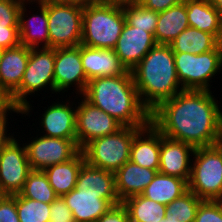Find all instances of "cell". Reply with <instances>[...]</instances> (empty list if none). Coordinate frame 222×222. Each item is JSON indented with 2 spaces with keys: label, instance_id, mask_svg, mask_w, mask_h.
<instances>
[{
  "label": "cell",
  "instance_id": "7",
  "mask_svg": "<svg viewBox=\"0 0 222 222\" xmlns=\"http://www.w3.org/2000/svg\"><path fill=\"white\" fill-rule=\"evenodd\" d=\"M192 157L188 190L202 200H222V154L215 146L197 147Z\"/></svg>",
  "mask_w": 222,
  "mask_h": 222
},
{
  "label": "cell",
  "instance_id": "11",
  "mask_svg": "<svg viewBox=\"0 0 222 222\" xmlns=\"http://www.w3.org/2000/svg\"><path fill=\"white\" fill-rule=\"evenodd\" d=\"M30 142V143H29ZM27 158L32 170H41L72 159L81 149L72 139L42 136L25 143Z\"/></svg>",
  "mask_w": 222,
  "mask_h": 222
},
{
  "label": "cell",
  "instance_id": "13",
  "mask_svg": "<svg viewBox=\"0 0 222 222\" xmlns=\"http://www.w3.org/2000/svg\"><path fill=\"white\" fill-rule=\"evenodd\" d=\"M54 81L55 94H65L71 87H76V94H84L88 80L81 62V44L55 48Z\"/></svg>",
  "mask_w": 222,
  "mask_h": 222
},
{
  "label": "cell",
  "instance_id": "15",
  "mask_svg": "<svg viewBox=\"0 0 222 222\" xmlns=\"http://www.w3.org/2000/svg\"><path fill=\"white\" fill-rule=\"evenodd\" d=\"M194 151L195 147L192 145L161 134L158 172L189 182L192 167L190 156H193Z\"/></svg>",
  "mask_w": 222,
  "mask_h": 222
},
{
  "label": "cell",
  "instance_id": "34",
  "mask_svg": "<svg viewBox=\"0 0 222 222\" xmlns=\"http://www.w3.org/2000/svg\"><path fill=\"white\" fill-rule=\"evenodd\" d=\"M16 208L20 222H49L50 204L16 194Z\"/></svg>",
  "mask_w": 222,
  "mask_h": 222
},
{
  "label": "cell",
  "instance_id": "37",
  "mask_svg": "<svg viewBox=\"0 0 222 222\" xmlns=\"http://www.w3.org/2000/svg\"><path fill=\"white\" fill-rule=\"evenodd\" d=\"M0 222H20L16 208V194L0 199Z\"/></svg>",
  "mask_w": 222,
  "mask_h": 222
},
{
  "label": "cell",
  "instance_id": "35",
  "mask_svg": "<svg viewBox=\"0 0 222 222\" xmlns=\"http://www.w3.org/2000/svg\"><path fill=\"white\" fill-rule=\"evenodd\" d=\"M194 222H222L221 201L203 200L197 208Z\"/></svg>",
  "mask_w": 222,
  "mask_h": 222
},
{
  "label": "cell",
  "instance_id": "31",
  "mask_svg": "<svg viewBox=\"0 0 222 222\" xmlns=\"http://www.w3.org/2000/svg\"><path fill=\"white\" fill-rule=\"evenodd\" d=\"M20 194L25 198L47 204H51L58 198V195L49 184L46 174L41 170H32L28 174Z\"/></svg>",
  "mask_w": 222,
  "mask_h": 222
},
{
  "label": "cell",
  "instance_id": "12",
  "mask_svg": "<svg viewBox=\"0 0 222 222\" xmlns=\"http://www.w3.org/2000/svg\"><path fill=\"white\" fill-rule=\"evenodd\" d=\"M81 97L76 112V143L80 149L91 140L116 133L123 127L114 117Z\"/></svg>",
  "mask_w": 222,
  "mask_h": 222
},
{
  "label": "cell",
  "instance_id": "4",
  "mask_svg": "<svg viewBox=\"0 0 222 222\" xmlns=\"http://www.w3.org/2000/svg\"><path fill=\"white\" fill-rule=\"evenodd\" d=\"M123 6L100 0L83 8L81 44L114 49L125 25Z\"/></svg>",
  "mask_w": 222,
  "mask_h": 222
},
{
  "label": "cell",
  "instance_id": "23",
  "mask_svg": "<svg viewBox=\"0 0 222 222\" xmlns=\"http://www.w3.org/2000/svg\"><path fill=\"white\" fill-rule=\"evenodd\" d=\"M76 189L82 193L100 194L103 199H119L116 191L115 174L95 168L86 162L79 170Z\"/></svg>",
  "mask_w": 222,
  "mask_h": 222
},
{
  "label": "cell",
  "instance_id": "27",
  "mask_svg": "<svg viewBox=\"0 0 222 222\" xmlns=\"http://www.w3.org/2000/svg\"><path fill=\"white\" fill-rule=\"evenodd\" d=\"M187 191L188 182L186 180L157 172L141 195L155 202L168 205Z\"/></svg>",
  "mask_w": 222,
  "mask_h": 222
},
{
  "label": "cell",
  "instance_id": "43",
  "mask_svg": "<svg viewBox=\"0 0 222 222\" xmlns=\"http://www.w3.org/2000/svg\"><path fill=\"white\" fill-rule=\"evenodd\" d=\"M214 146L222 154V121H221V124H220L219 132H218V135L216 137Z\"/></svg>",
  "mask_w": 222,
  "mask_h": 222
},
{
  "label": "cell",
  "instance_id": "32",
  "mask_svg": "<svg viewBox=\"0 0 222 222\" xmlns=\"http://www.w3.org/2000/svg\"><path fill=\"white\" fill-rule=\"evenodd\" d=\"M203 200L188 190L166 205L165 217L170 222H194L198 206Z\"/></svg>",
  "mask_w": 222,
  "mask_h": 222
},
{
  "label": "cell",
  "instance_id": "46",
  "mask_svg": "<svg viewBox=\"0 0 222 222\" xmlns=\"http://www.w3.org/2000/svg\"><path fill=\"white\" fill-rule=\"evenodd\" d=\"M159 222H170L166 217H164L163 219H161Z\"/></svg>",
  "mask_w": 222,
  "mask_h": 222
},
{
  "label": "cell",
  "instance_id": "21",
  "mask_svg": "<svg viewBox=\"0 0 222 222\" xmlns=\"http://www.w3.org/2000/svg\"><path fill=\"white\" fill-rule=\"evenodd\" d=\"M157 170L141 167L128 161L118 169L115 174L116 191L120 202L125 199L140 195L152 182Z\"/></svg>",
  "mask_w": 222,
  "mask_h": 222
},
{
  "label": "cell",
  "instance_id": "8",
  "mask_svg": "<svg viewBox=\"0 0 222 222\" xmlns=\"http://www.w3.org/2000/svg\"><path fill=\"white\" fill-rule=\"evenodd\" d=\"M174 59L177 77L183 90H210L211 79L222 71L220 44L214 50L202 54L174 53Z\"/></svg>",
  "mask_w": 222,
  "mask_h": 222
},
{
  "label": "cell",
  "instance_id": "36",
  "mask_svg": "<svg viewBox=\"0 0 222 222\" xmlns=\"http://www.w3.org/2000/svg\"><path fill=\"white\" fill-rule=\"evenodd\" d=\"M49 222H75L72 211L66 205L63 197L58 198L50 204Z\"/></svg>",
  "mask_w": 222,
  "mask_h": 222
},
{
  "label": "cell",
  "instance_id": "14",
  "mask_svg": "<svg viewBox=\"0 0 222 222\" xmlns=\"http://www.w3.org/2000/svg\"><path fill=\"white\" fill-rule=\"evenodd\" d=\"M38 4L37 14L27 18L26 5ZM26 15V16H25ZM27 18V19H26ZM20 45L28 48H49V30L47 17V0H25L19 11ZM42 45V46H41Z\"/></svg>",
  "mask_w": 222,
  "mask_h": 222
},
{
  "label": "cell",
  "instance_id": "18",
  "mask_svg": "<svg viewBox=\"0 0 222 222\" xmlns=\"http://www.w3.org/2000/svg\"><path fill=\"white\" fill-rule=\"evenodd\" d=\"M62 197L75 222H96L112 206L121 203L119 199H103L100 194L82 193L76 188Z\"/></svg>",
  "mask_w": 222,
  "mask_h": 222
},
{
  "label": "cell",
  "instance_id": "10",
  "mask_svg": "<svg viewBox=\"0 0 222 222\" xmlns=\"http://www.w3.org/2000/svg\"><path fill=\"white\" fill-rule=\"evenodd\" d=\"M19 142L13 137L0 151V190L4 195L19 194L32 171L25 144Z\"/></svg>",
  "mask_w": 222,
  "mask_h": 222
},
{
  "label": "cell",
  "instance_id": "5",
  "mask_svg": "<svg viewBox=\"0 0 222 222\" xmlns=\"http://www.w3.org/2000/svg\"><path fill=\"white\" fill-rule=\"evenodd\" d=\"M54 65L55 48H30L22 82L11 94L13 104L21 109L22 115L31 116L33 110L32 104L27 100L28 95H35V92L47 89L46 87L55 93Z\"/></svg>",
  "mask_w": 222,
  "mask_h": 222
},
{
  "label": "cell",
  "instance_id": "38",
  "mask_svg": "<svg viewBox=\"0 0 222 222\" xmlns=\"http://www.w3.org/2000/svg\"><path fill=\"white\" fill-rule=\"evenodd\" d=\"M96 222H130L126 207L122 204L112 206Z\"/></svg>",
  "mask_w": 222,
  "mask_h": 222
},
{
  "label": "cell",
  "instance_id": "22",
  "mask_svg": "<svg viewBox=\"0 0 222 222\" xmlns=\"http://www.w3.org/2000/svg\"><path fill=\"white\" fill-rule=\"evenodd\" d=\"M30 48L18 45L4 49L0 60V87L10 95L20 86L29 59Z\"/></svg>",
  "mask_w": 222,
  "mask_h": 222
},
{
  "label": "cell",
  "instance_id": "3",
  "mask_svg": "<svg viewBox=\"0 0 222 222\" xmlns=\"http://www.w3.org/2000/svg\"><path fill=\"white\" fill-rule=\"evenodd\" d=\"M130 71L140 100L150 112L183 91L170 45L157 44Z\"/></svg>",
  "mask_w": 222,
  "mask_h": 222
},
{
  "label": "cell",
  "instance_id": "44",
  "mask_svg": "<svg viewBox=\"0 0 222 222\" xmlns=\"http://www.w3.org/2000/svg\"><path fill=\"white\" fill-rule=\"evenodd\" d=\"M102 1L113 3V4H118V5L135 4V3L141 2V0H102Z\"/></svg>",
  "mask_w": 222,
  "mask_h": 222
},
{
  "label": "cell",
  "instance_id": "2",
  "mask_svg": "<svg viewBox=\"0 0 222 222\" xmlns=\"http://www.w3.org/2000/svg\"><path fill=\"white\" fill-rule=\"evenodd\" d=\"M82 96L123 126L144 127L150 123V111L140 100L130 70L89 80Z\"/></svg>",
  "mask_w": 222,
  "mask_h": 222
},
{
  "label": "cell",
  "instance_id": "24",
  "mask_svg": "<svg viewBox=\"0 0 222 222\" xmlns=\"http://www.w3.org/2000/svg\"><path fill=\"white\" fill-rule=\"evenodd\" d=\"M189 27L213 34L219 41L222 37V15L210 0H186Z\"/></svg>",
  "mask_w": 222,
  "mask_h": 222
},
{
  "label": "cell",
  "instance_id": "28",
  "mask_svg": "<svg viewBox=\"0 0 222 222\" xmlns=\"http://www.w3.org/2000/svg\"><path fill=\"white\" fill-rule=\"evenodd\" d=\"M25 0H0V47L20 45L19 11Z\"/></svg>",
  "mask_w": 222,
  "mask_h": 222
},
{
  "label": "cell",
  "instance_id": "41",
  "mask_svg": "<svg viewBox=\"0 0 222 222\" xmlns=\"http://www.w3.org/2000/svg\"><path fill=\"white\" fill-rule=\"evenodd\" d=\"M8 120H9L8 117L0 118V151L11 140V138L15 137L14 133L13 134L8 133L9 130H7V126L10 123V122H8Z\"/></svg>",
  "mask_w": 222,
  "mask_h": 222
},
{
  "label": "cell",
  "instance_id": "26",
  "mask_svg": "<svg viewBox=\"0 0 222 222\" xmlns=\"http://www.w3.org/2000/svg\"><path fill=\"white\" fill-rule=\"evenodd\" d=\"M189 27L186 4L175 5L158 13V21L154 32L157 44L169 45L182 31Z\"/></svg>",
  "mask_w": 222,
  "mask_h": 222
},
{
  "label": "cell",
  "instance_id": "45",
  "mask_svg": "<svg viewBox=\"0 0 222 222\" xmlns=\"http://www.w3.org/2000/svg\"><path fill=\"white\" fill-rule=\"evenodd\" d=\"M212 5L219 11L222 15V0H210Z\"/></svg>",
  "mask_w": 222,
  "mask_h": 222
},
{
  "label": "cell",
  "instance_id": "29",
  "mask_svg": "<svg viewBox=\"0 0 222 222\" xmlns=\"http://www.w3.org/2000/svg\"><path fill=\"white\" fill-rule=\"evenodd\" d=\"M169 45L173 53L202 54L214 50L219 45V40L211 33L188 27Z\"/></svg>",
  "mask_w": 222,
  "mask_h": 222
},
{
  "label": "cell",
  "instance_id": "33",
  "mask_svg": "<svg viewBox=\"0 0 222 222\" xmlns=\"http://www.w3.org/2000/svg\"><path fill=\"white\" fill-rule=\"evenodd\" d=\"M122 6L126 22L129 25L154 35L158 21V13L145 8L140 3L124 4Z\"/></svg>",
  "mask_w": 222,
  "mask_h": 222
},
{
  "label": "cell",
  "instance_id": "17",
  "mask_svg": "<svg viewBox=\"0 0 222 222\" xmlns=\"http://www.w3.org/2000/svg\"><path fill=\"white\" fill-rule=\"evenodd\" d=\"M74 104L70 101H62L61 103L54 101L52 105L48 106L39 119L42 126V136L72 139L76 142L77 106L75 104L74 107Z\"/></svg>",
  "mask_w": 222,
  "mask_h": 222
},
{
  "label": "cell",
  "instance_id": "25",
  "mask_svg": "<svg viewBox=\"0 0 222 222\" xmlns=\"http://www.w3.org/2000/svg\"><path fill=\"white\" fill-rule=\"evenodd\" d=\"M84 163L85 157L80 150L72 159L43 170L49 184L58 196L62 197L75 188L79 170Z\"/></svg>",
  "mask_w": 222,
  "mask_h": 222
},
{
  "label": "cell",
  "instance_id": "16",
  "mask_svg": "<svg viewBox=\"0 0 222 222\" xmlns=\"http://www.w3.org/2000/svg\"><path fill=\"white\" fill-rule=\"evenodd\" d=\"M157 45L150 32L132 27L127 22L114 47V52L127 70H132Z\"/></svg>",
  "mask_w": 222,
  "mask_h": 222
},
{
  "label": "cell",
  "instance_id": "47",
  "mask_svg": "<svg viewBox=\"0 0 222 222\" xmlns=\"http://www.w3.org/2000/svg\"><path fill=\"white\" fill-rule=\"evenodd\" d=\"M3 51H4V49L0 47V60H1V57H2Z\"/></svg>",
  "mask_w": 222,
  "mask_h": 222
},
{
  "label": "cell",
  "instance_id": "49",
  "mask_svg": "<svg viewBox=\"0 0 222 222\" xmlns=\"http://www.w3.org/2000/svg\"><path fill=\"white\" fill-rule=\"evenodd\" d=\"M4 196V194L2 193V191L0 190V199Z\"/></svg>",
  "mask_w": 222,
  "mask_h": 222
},
{
  "label": "cell",
  "instance_id": "42",
  "mask_svg": "<svg viewBox=\"0 0 222 222\" xmlns=\"http://www.w3.org/2000/svg\"><path fill=\"white\" fill-rule=\"evenodd\" d=\"M53 1L85 8L91 4L99 2L100 0H53Z\"/></svg>",
  "mask_w": 222,
  "mask_h": 222
},
{
  "label": "cell",
  "instance_id": "20",
  "mask_svg": "<svg viewBox=\"0 0 222 222\" xmlns=\"http://www.w3.org/2000/svg\"><path fill=\"white\" fill-rule=\"evenodd\" d=\"M161 133L151 124L141 127L134 135L130 161L141 167L159 170Z\"/></svg>",
  "mask_w": 222,
  "mask_h": 222
},
{
  "label": "cell",
  "instance_id": "19",
  "mask_svg": "<svg viewBox=\"0 0 222 222\" xmlns=\"http://www.w3.org/2000/svg\"><path fill=\"white\" fill-rule=\"evenodd\" d=\"M81 62L88 81L96 77L123 75L128 71L113 49L81 44Z\"/></svg>",
  "mask_w": 222,
  "mask_h": 222
},
{
  "label": "cell",
  "instance_id": "30",
  "mask_svg": "<svg viewBox=\"0 0 222 222\" xmlns=\"http://www.w3.org/2000/svg\"><path fill=\"white\" fill-rule=\"evenodd\" d=\"M122 204L128 211L130 222H159L165 217L166 205L141 194L125 199Z\"/></svg>",
  "mask_w": 222,
  "mask_h": 222
},
{
  "label": "cell",
  "instance_id": "40",
  "mask_svg": "<svg viewBox=\"0 0 222 222\" xmlns=\"http://www.w3.org/2000/svg\"><path fill=\"white\" fill-rule=\"evenodd\" d=\"M185 1L186 0H141L140 4L147 9L160 13Z\"/></svg>",
  "mask_w": 222,
  "mask_h": 222
},
{
  "label": "cell",
  "instance_id": "9",
  "mask_svg": "<svg viewBox=\"0 0 222 222\" xmlns=\"http://www.w3.org/2000/svg\"><path fill=\"white\" fill-rule=\"evenodd\" d=\"M49 48L81 44L83 8L47 0Z\"/></svg>",
  "mask_w": 222,
  "mask_h": 222
},
{
  "label": "cell",
  "instance_id": "48",
  "mask_svg": "<svg viewBox=\"0 0 222 222\" xmlns=\"http://www.w3.org/2000/svg\"><path fill=\"white\" fill-rule=\"evenodd\" d=\"M219 44H220L221 49H222V37H221V39H220V41H219Z\"/></svg>",
  "mask_w": 222,
  "mask_h": 222
},
{
  "label": "cell",
  "instance_id": "39",
  "mask_svg": "<svg viewBox=\"0 0 222 222\" xmlns=\"http://www.w3.org/2000/svg\"><path fill=\"white\" fill-rule=\"evenodd\" d=\"M12 112L20 114L21 109L13 104L11 95L5 89L0 87V118L9 117V113Z\"/></svg>",
  "mask_w": 222,
  "mask_h": 222
},
{
  "label": "cell",
  "instance_id": "1",
  "mask_svg": "<svg viewBox=\"0 0 222 222\" xmlns=\"http://www.w3.org/2000/svg\"><path fill=\"white\" fill-rule=\"evenodd\" d=\"M218 104L211 90H183L150 112V123L167 138L214 146L222 121Z\"/></svg>",
  "mask_w": 222,
  "mask_h": 222
},
{
  "label": "cell",
  "instance_id": "6",
  "mask_svg": "<svg viewBox=\"0 0 222 222\" xmlns=\"http://www.w3.org/2000/svg\"><path fill=\"white\" fill-rule=\"evenodd\" d=\"M140 128L123 126L116 133L91 140L81 149L85 162L92 167L115 173L130 161L134 135Z\"/></svg>",
  "mask_w": 222,
  "mask_h": 222
}]
</instances>
